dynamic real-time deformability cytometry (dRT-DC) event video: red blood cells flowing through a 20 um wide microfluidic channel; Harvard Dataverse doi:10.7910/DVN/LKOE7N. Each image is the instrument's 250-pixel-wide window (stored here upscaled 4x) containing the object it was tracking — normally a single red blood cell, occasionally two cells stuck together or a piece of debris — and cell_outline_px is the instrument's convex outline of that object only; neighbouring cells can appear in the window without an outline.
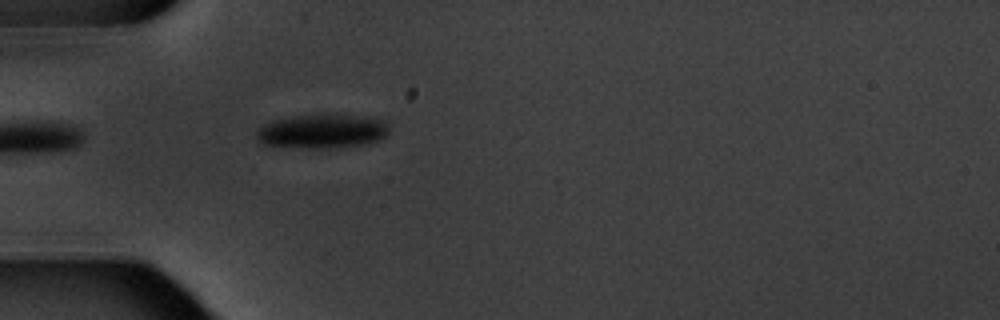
{"species": "common noctule bat (a hibernating species)", "species_latin": "Nyctalus noctula", "temperature_condition": "warm", "stored_images_in_passage": 5, "camera_frame_rate_fps": 3000, "um_per_image_px": 0.085, "animal": {"sex": "male", "body_mass_g": 20.1, "forearm_length_mm": 53.5}, "frame": {"image": 1, "passage_image": 5, "time_ms": 5.667, "image_size_px": [1000, 320], "cell_outline_px": [[388, 132], [380, 140], [368, 144], [336, 148], [308, 148], [264, 144], [256, 136], [256, 132], [264, 124], [276, 120], [296, 116], [376, 116], [384, 120], [388, 128]], "centroid_in_image_um": [27.47, 11.18], "position_along_channel_um": 57.5, "area_um2": 25.89}}